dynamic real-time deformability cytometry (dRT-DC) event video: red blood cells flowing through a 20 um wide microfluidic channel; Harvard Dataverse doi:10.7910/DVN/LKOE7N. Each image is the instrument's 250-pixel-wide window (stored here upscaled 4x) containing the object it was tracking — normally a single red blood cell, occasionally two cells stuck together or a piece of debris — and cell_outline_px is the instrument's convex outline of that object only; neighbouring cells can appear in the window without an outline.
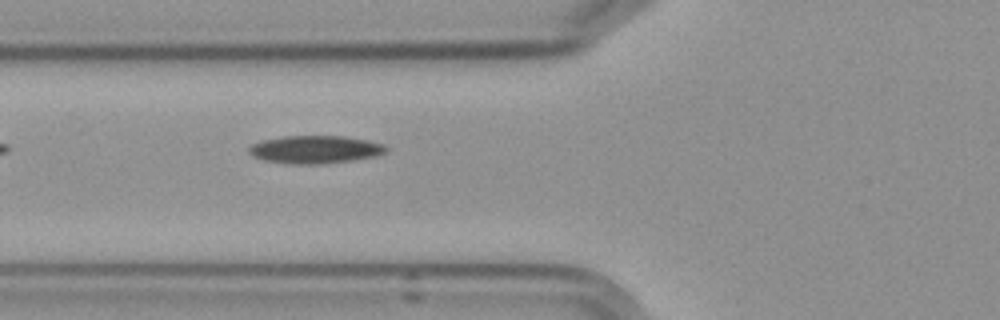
{"species": "Egyptian fruit bat (a non-hibernating species)", "species_latin": "Rousettus aegyptiacus", "temperature_condition": "cold", "stored_images_in_passage": 7, "camera_frame_rate_fps": 3000, "um_per_image_px": 0.085, "frame": {"image": 1, "passage_image": 7, "time_ms": 8.0, "image_size_px": [1000, 320], "cell_outline_px": [[388, 152], [376, 156], [352, 160], [324, 164], [292, 164], [264, 160], [252, 156], [248, 152], [248, 148], [252, 144], [260, 140], [284, 136], [344, 136], [368, 140], [384, 144], [388, 148]], "centroid_in_image_um": [26.8, 12.7], "position_along_channel_um": 99.0, "area_um2": 22.48}}